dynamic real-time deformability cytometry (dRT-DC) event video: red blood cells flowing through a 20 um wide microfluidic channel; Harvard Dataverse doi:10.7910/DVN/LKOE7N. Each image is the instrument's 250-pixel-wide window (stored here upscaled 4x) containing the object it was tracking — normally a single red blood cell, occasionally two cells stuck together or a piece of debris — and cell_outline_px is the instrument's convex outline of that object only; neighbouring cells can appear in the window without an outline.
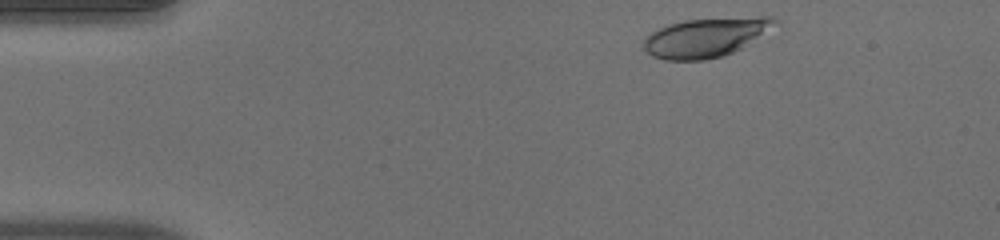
{"species": "human", "species_latin": "Homo sapiens", "temperature_condition": "warm", "stored_images_in_passage": 45, "camera_frame_rate_fps": 3000, "um_per_image_px": 0.085, "donor": {"sex": "male"}, "frame": {"image": 1, "passage_image": 2, "time_ms": 0.333, "image_size_px": [1000, 240], "cell_outline_px": [[780, 20], [740, 48], [724, 56], [704, 60], [664, 60], [652, 56], [644, 48], [644, 40], [652, 32], [668, 24], [684, 20], [760, 16], [772, 16]], "centroid_in_image_um": [59.94, 3.18], "position_along_channel_um": 25.1, "area_um2": 29.42}}
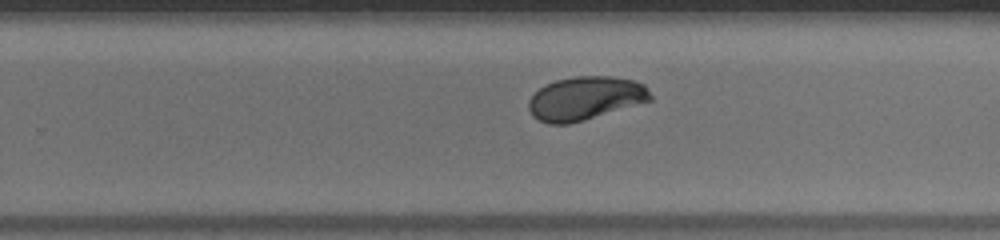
{"frame": {"image": 2, "passage_image": 27, "time_ms": 8.667, "image_size_px": [1000, 240], "cell_outline_px": [[652, 100], [584, 120], [568, 124], [548, 124], [532, 116], [528, 108], [528, 100], [540, 88], [556, 80], [576, 76], [612, 76], [636, 80], [644, 84], [652, 96]], "centroid_in_image_um": [49.76, 8.35], "position_along_channel_um": 280.0, "area_um2": 30.81}}
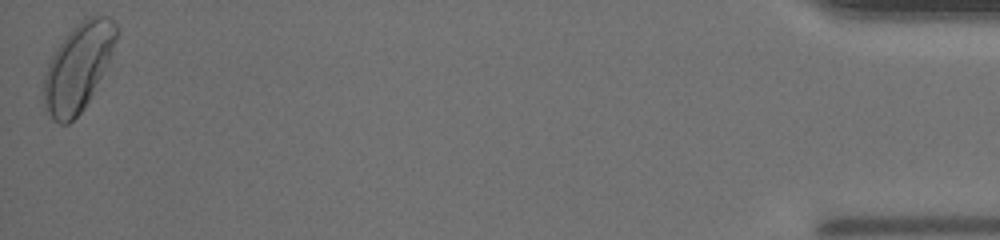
{"frame": {"image": 3, "passage_image": 45, "time_ms": 14.667, "image_size_px": [1000, 240], "cell_outline_px": [[116, 40], [112, 52], [84, 108], [68, 124], [60, 124], [48, 112], [44, 104], [44, 76], [48, 64], [56, 48], [72, 28], [76, 24], [88, 16], [108, 16], [116, 24]], "centroid_in_image_um": [6.62, 5.68], "position_along_channel_um": 428.6, "area_um2": 35.84}, "authors_computed_cell_mechanics": {"area_um2": 31.4432, "velocity_mm_per_s": 4.0135, "shape_relaxation_time_tau1_ms": 3.8666, "shape_relaxation_time_tau2_ms": null, "deformation_change_tau1": 0.1559, "deformation_change_tau2": null}}